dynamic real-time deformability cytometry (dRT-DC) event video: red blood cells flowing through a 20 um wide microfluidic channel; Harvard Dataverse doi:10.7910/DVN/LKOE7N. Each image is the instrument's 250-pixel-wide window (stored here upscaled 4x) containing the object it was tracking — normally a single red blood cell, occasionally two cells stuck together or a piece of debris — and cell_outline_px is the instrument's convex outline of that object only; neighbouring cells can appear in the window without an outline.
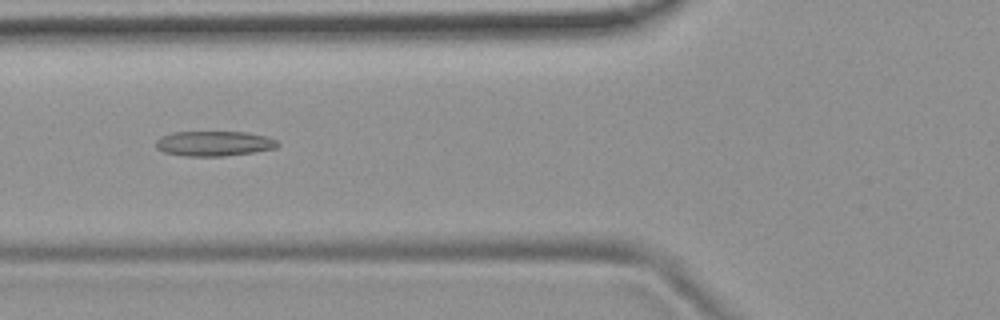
{"species": "common noctule bat (a hibernating species)", "species_latin": "Nyctalus noctula", "temperature_condition": "room temperature", "stored_images_in_passage": 40, "camera_frame_rate_fps": 3000, "um_per_image_px": 0.085, "animal": {"sex": "female", "body_mass_g": 19.9}, "frame": {"image": 1, "passage_image": 7, "time_ms": 2.0, "image_size_px": [1000, 320], "cell_outline_px": [[280, 144], [276, 148], [252, 152], [224, 156], [184, 156], [164, 152], [156, 148], [156, 140], [160, 136], [172, 132], [244, 132], [268, 136], [276, 140]], "centroid_in_image_um": [18.18, 12.19], "position_along_channel_um": 107.6, "area_um2": 17.8}}
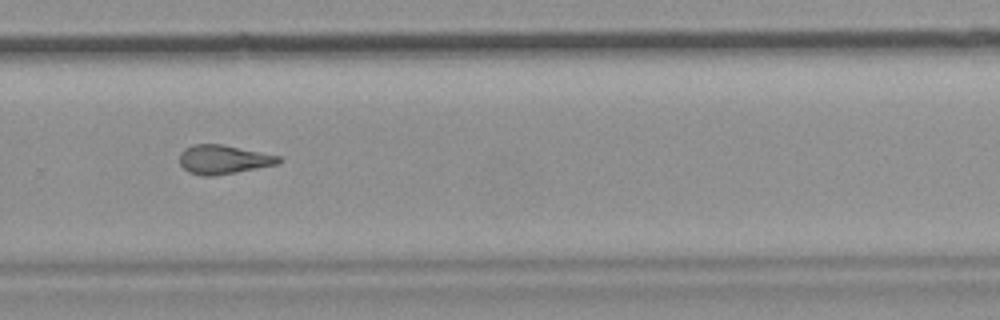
{"frame": {"image": 2, "passage_image": 23, "time_ms": 7.333, "image_size_px": [1000, 320], "cell_outline_px": [[280, 164], [236, 172], [212, 176], [200, 176], [188, 172], [180, 164], [180, 152], [184, 148], [196, 144], [220, 144], [280, 156]], "centroid_in_image_um": [18.97, 13.57], "position_along_channel_um": 310.8, "area_um2": 16.65}, "authors_computed_cell_mechanics": {"area_um2": 16.9065, "velocity_mm_per_s": 3.8319, "shape_relaxation_time_tau1_ms": null, "shape_relaxation_time_tau2_ms": 4.1435, "deformation_change_tau1": null, "deformation_change_tau2": 0.1266}}